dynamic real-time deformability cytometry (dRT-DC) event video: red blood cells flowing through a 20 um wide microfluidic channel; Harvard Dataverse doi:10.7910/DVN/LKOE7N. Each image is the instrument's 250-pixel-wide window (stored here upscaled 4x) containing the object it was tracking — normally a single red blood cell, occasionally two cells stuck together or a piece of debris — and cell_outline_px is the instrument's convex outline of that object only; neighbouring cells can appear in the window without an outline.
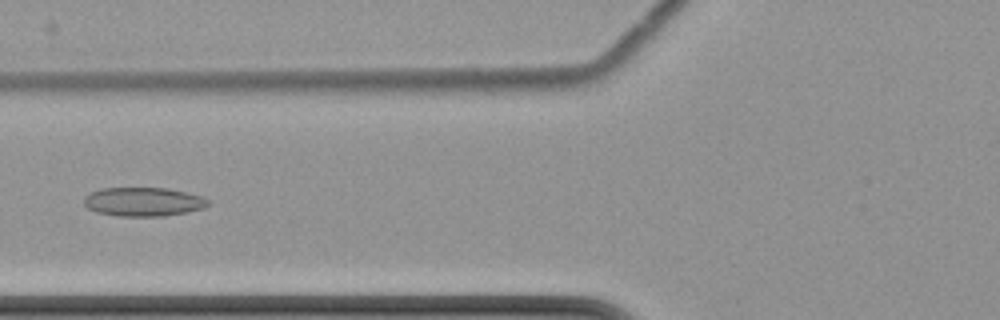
{"species": "common noctule bat (a hibernating species)", "species_latin": "Nyctalus noctula", "temperature_condition": "cold", "stored_images_in_passage": 8, "camera_frame_rate_fps": 3000, "um_per_image_px": 0.085, "animal": {"sex": "female", "body_mass_g": 22.7, "forearm_length_mm": 54.2}, "frame": {"image": 1, "passage_image": 8, "time_ms": 8.667, "image_size_px": [1000, 320], "cell_outline_px": [[208, 204], [204, 208], [188, 212], [164, 216], [116, 216], [96, 212], [88, 208], [84, 204], [84, 196], [100, 188], [168, 188], [204, 196], [208, 200]], "centroid_in_image_um": [12.19, 17.15], "position_along_channel_um": 113.6, "area_um2": 21.04}}